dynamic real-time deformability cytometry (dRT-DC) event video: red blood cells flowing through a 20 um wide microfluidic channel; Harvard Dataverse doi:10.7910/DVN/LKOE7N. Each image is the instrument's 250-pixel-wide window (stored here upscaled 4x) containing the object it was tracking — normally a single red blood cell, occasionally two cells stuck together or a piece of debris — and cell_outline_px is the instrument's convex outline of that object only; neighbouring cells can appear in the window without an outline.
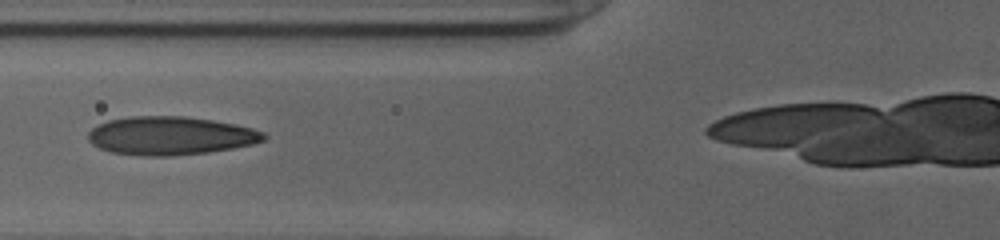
{"species": "human", "species_latin": "Homo sapiens", "temperature_condition": "cold", "stored_images_in_passage": 39, "camera_frame_rate_fps": 3000, "um_per_image_px": 0.085, "donor": {"sex": "female"}, "frame": {"image": 1, "passage_image": 14, "time_ms": 4.333, "image_size_px": [1000, 240], "cell_outline_px": [[268, 136], [264, 140], [252, 144], [232, 148], [208, 152], [168, 156], [140, 156], [112, 152], [100, 148], [92, 144], [88, 140], [88, 132], [92, 128], [108, 120], [132, 116], [184, 116], [212, 120], [236, 124], [252, 128], [264, 132]], "centroid_in_image_um": [14.49, 11.53], "position_along_channel_um": 111.3, "area_um2": 39.3}}
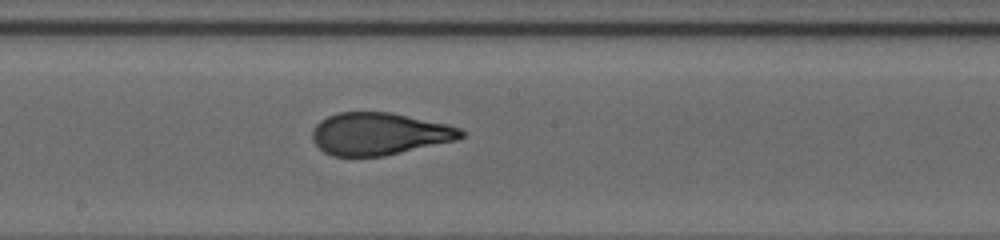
{"frame": {"image": 2, "passage_image": 22, "time_ms": 7.0, "image_size_px": [1000, 240], "cell_outline_px": [[468, 132], [464, 136], [456, 140], [384, 156], [332, 156], [324, 152], [312, 140], [312, 132], [316, 124], [320, 120], [328, 116], [340, 112], [392, 112], [448, 124], [460, 128]], "centroid_in_image_um": [32.26, 11.37], "position_along_channel_um": 215.9, "area_um2": 36.82}}
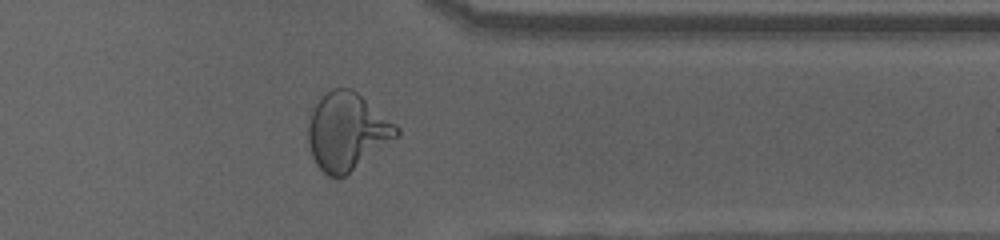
{"frame": {"image": 3, "passage_image": 35, "time_ms": 11.333, "image_size_px": [1000, 240], "cell_outline_px": [[400, 136], [344, 176], [328, 176], [316, 164], [312, 156], [308, 144], [308, 124], [312, 112], [316, 104], [332, 88], [352, 88], [396, 124], [400, 128]], "centroid_in_image_um": [29.52, 11.18], "position_along_channel_um": 381.9, "area_um2": 39.48}}